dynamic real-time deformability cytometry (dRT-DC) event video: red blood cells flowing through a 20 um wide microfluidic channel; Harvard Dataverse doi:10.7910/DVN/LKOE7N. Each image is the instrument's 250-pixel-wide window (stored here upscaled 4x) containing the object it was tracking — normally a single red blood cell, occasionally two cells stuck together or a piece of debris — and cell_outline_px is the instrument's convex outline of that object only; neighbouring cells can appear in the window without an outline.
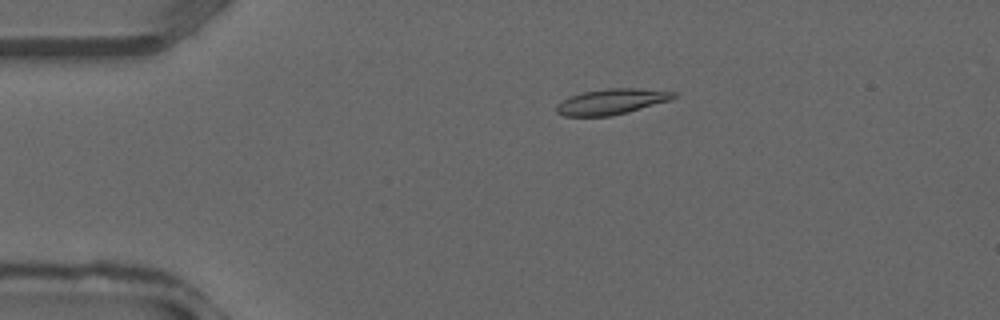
{"species": "common noctule bat (a hibernating species)", "species_latin": "Nyctalus noctula", "temperature_condition": "warm", "stored_images_in_passage": 37, "camera_frame_rate_fps": 3000, "um_per_image_px": 0.085, "animal": {"sex": "male", "forearm_length_mm": 52.5}, "frame": {"image": 1, "passage_image": 8, "time_ms": 2.333, "image_size_px": [1000, 320], "cell_outline_px": [[676, 96], [672, 100], [628, 112], [608, 116], [564, 116], [556, 112], [556, 104], [572, 96], [584, 92], [608, 88], [636, 88], [676, 92]], "centroid_in_image_um": [52.01, 8.64], "position_along_channel_um": 33.0, "area_um2": 17.34}}
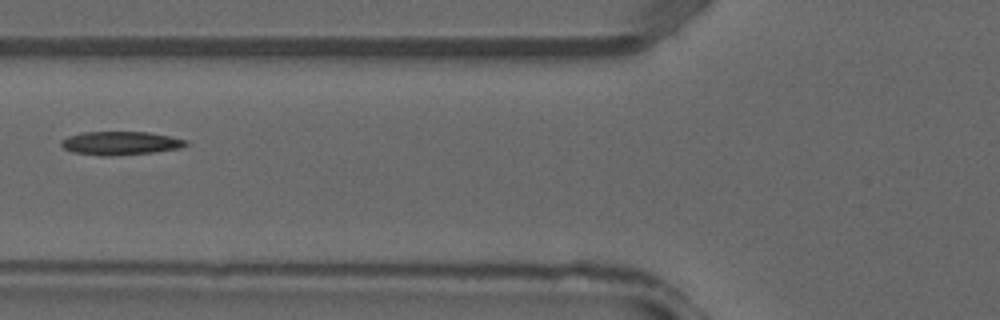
{"frame": {"image": 2, "passage_image": 15, "time_ms": 4.667, "image_size_px": [1000, 320], "cell_outline_px": [[188, 144], [180, 148], [156, 152], [112, 156], [100, 156], [72, 152], [64, 148], [60, 144], [60, 140], [68, 136], [84, 132], [148, 132], [188, 140]], "centroid_in_image_um": [10.22, 12.18], "position_along_channel_um": 115.6, "area_um2": 17.17}}
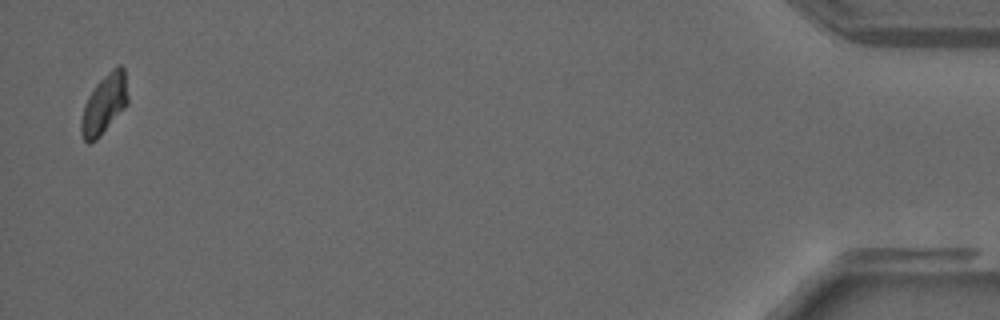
{"frame": {"image": 3, "passage_image": 37, "time_ms": 12.0, "image_size_px": [1000, 320], "cell_outline_px": [[128, 104], [100, 136], [96, 140], [88, 144], [80, 136], [80, 120], [84, 104], [88, 96], [96, 84], [116, 64], [120, 64], [124, 68], [128, 96]], "centroid_in_image_um": [8.84, 8.86], "position_along_channel_um": 426.4, "area_um2": 16.42}}